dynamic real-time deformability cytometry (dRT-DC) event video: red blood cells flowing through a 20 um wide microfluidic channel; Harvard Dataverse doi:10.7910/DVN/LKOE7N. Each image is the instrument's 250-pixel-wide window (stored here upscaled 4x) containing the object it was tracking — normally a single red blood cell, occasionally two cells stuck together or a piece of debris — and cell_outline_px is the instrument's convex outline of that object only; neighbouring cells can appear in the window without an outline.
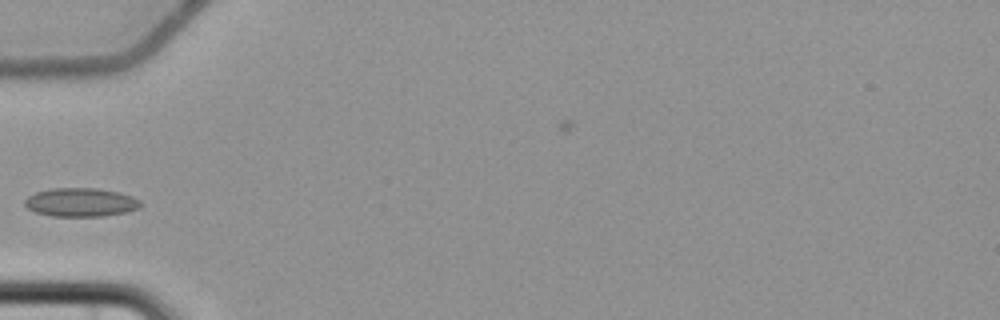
{"species": "common noctule bat (a hibernating species)", "species_latin": "Nyctalus noctula", "temperature_condition": "cold", "stored_images_in_passage": 5, "camera_frame_rate_fps": 3000, "um_per_image_px": 0.085, "animal": {"sex": "female", "body_mass_g": 22.7, "forearm_length_mm": 54.2}, "frame": {"image": 1, "passage_image": 4, "time_ms": 4.333, "image_size_px": [1000, 320], "cell_outline_px": [[144, 204], [140, 208], [124, 212], [100, 216], [52, 216], [36, 212], [28, 208], [24, 204], [24, 200], [28, 196], [36, 192], [52, 188], [96, 188], [120, 192], [132, 196], [140, 200]], "centroid_in_image_um": [6.89, 17.19], "position_along_channel_um": 78.1, "area_um2": 19.36}}